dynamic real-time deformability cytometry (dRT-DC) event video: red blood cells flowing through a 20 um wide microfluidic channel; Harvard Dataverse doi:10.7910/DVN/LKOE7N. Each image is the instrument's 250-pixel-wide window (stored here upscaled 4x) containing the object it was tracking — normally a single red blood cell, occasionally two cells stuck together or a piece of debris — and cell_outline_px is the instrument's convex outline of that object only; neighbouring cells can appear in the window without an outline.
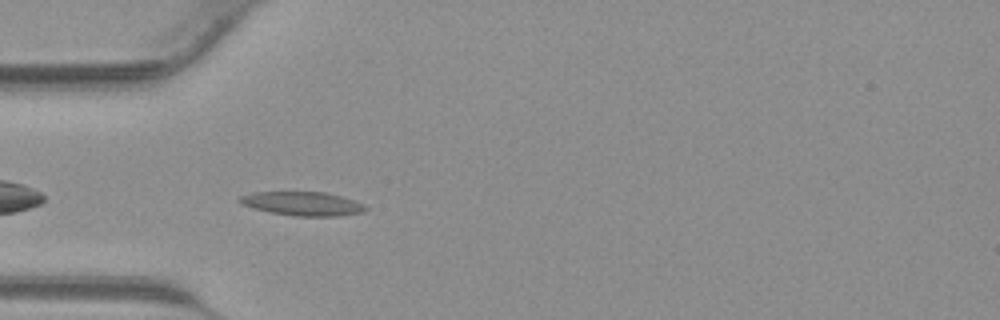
{"species": "common noctule bat (a hibernating species)", "species_latin": "Nyctalus noctula", "temperature_condition": "warm", "stored_images_in_passage": 32, "camera_frame_rate_fps": 3000, "um_per_image_px": 0.085, "animal": {"sex": "male", "body_mass_g": 23.1, "forearm_length_mm": 52.7}, "frame": {"image": 1, "passage_image": 2, "time_ms": 0.333, "image_size_px": [1000, 320], "cell_outline_px": [[368, 208], [364, 212], [336, 216], [296, 216], [272, 212], [240, 204], [236, 200], [240, 196], [252, 192], [324, 192], [340, 196], [364, 204]], "centroid_in_image_um": [25.7, 17.3], "position_along_channel_um": 59.3, "area_um2": 17.34}}
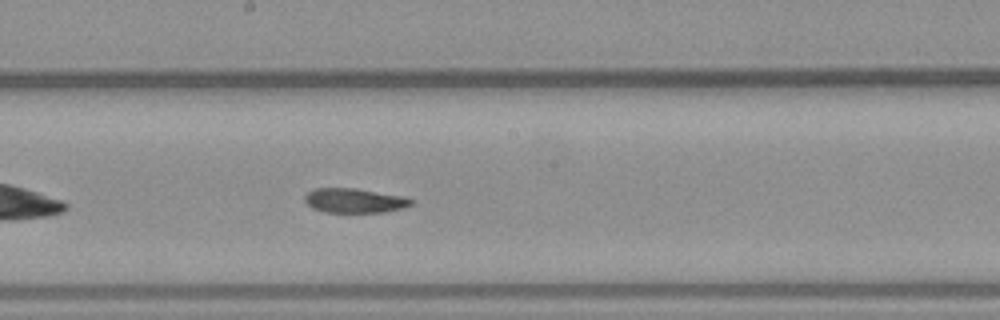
{"frame": {"image": 2, "passage_image": 12, "time_ms": 3.667, "image_size_px": [1000, 320], "cell_outline_px": [[412, 204], [404, 208], [384, 212], [324, 212], [312, 208], [304, 200], [304, 196], [312, 188], [356, 188], [404, 196], [412, 200]], "centroid_in_image_um": [30.11, 17.04], "position_along_channel_um": 218.1, "area_um2": 15.26}}
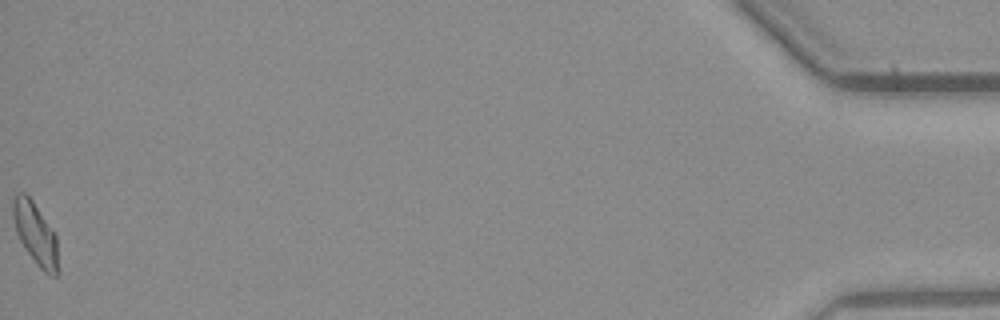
{"frame": {"image": 3, "passage_image": 32, "time_ms": 10.333, "image_size_px": [1000, 320], "cell_outline_px": [[56, 276], [48, 276], [36, 264], [24, 248], [16, 232], [12, 216], [12, 200], [16, 192], [24, 192], [32, 200], [56, 236]], "centroid_in_image_um": [2.95, 19.82], "position_along_channel_um": 432.3, "area_um2": 16.01}}